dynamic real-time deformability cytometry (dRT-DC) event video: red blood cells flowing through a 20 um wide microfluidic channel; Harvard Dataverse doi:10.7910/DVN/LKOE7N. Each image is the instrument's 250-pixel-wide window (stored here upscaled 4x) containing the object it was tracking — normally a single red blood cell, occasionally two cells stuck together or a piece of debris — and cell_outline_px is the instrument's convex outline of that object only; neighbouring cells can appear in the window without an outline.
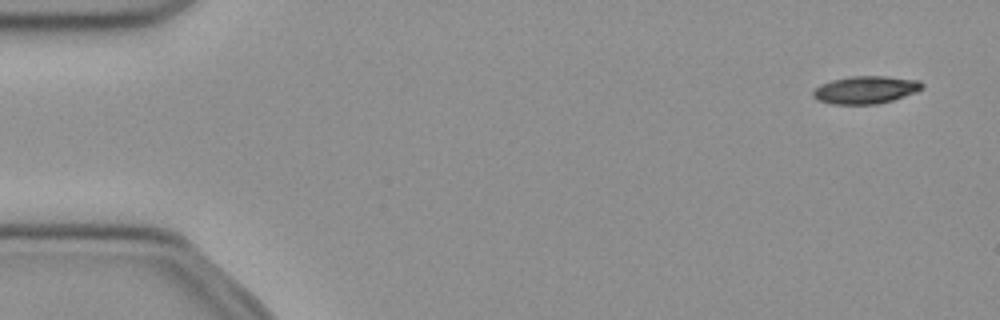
{"species": "common noctule bat (a hibernating species)", "species_latin": "Nyctalus noctula", "temperature_condition": "cold", "stored_images_in_passage": 51, "camera_frame_rate_fps": 3000, "um_per_image_px": 0.085, "animal": {"sex": "female", "body_mass_g": 21.9}, "frame": {"image": 1, "passage_image": 2, "time_ms": 0.333, "image_size_px": [1000, 320], "cell_outline_px": [[924, 88], [916, 92], [892, 100], [876, 104], [832, 104], [816, 100], [812, 96], [812, 92], [820, 84], [832, 80], [852, 76], [884, 76], [920, 80], [924, 84]], "centroid_in_image_um": [73.58, 7.63], "position_along_channel_um": 11.4, "area_um2": 17.63}}
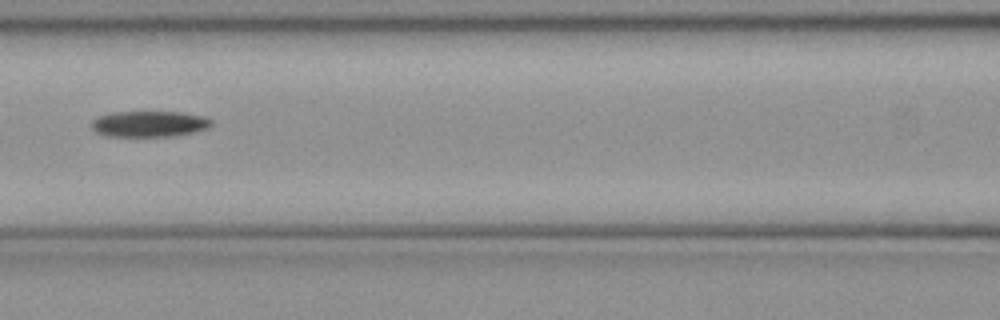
{"frame": {"image": 2, "passage_image": 22, "time_ms": 7.0, "image_size_px": [1000, 320], "cell_outline_px": [[212, 124], [208, 128], [192, 132], [172, 136], [108, 136], [96, 132], [92, 128], [92, 120], [100, 116], [112, 112], [180, 112], [204, 116], [212, 120]], "centroid_in_image_um": [12.69, 10.53], "position_along_channel_um": 153.9, "area_um2": 17.98}}
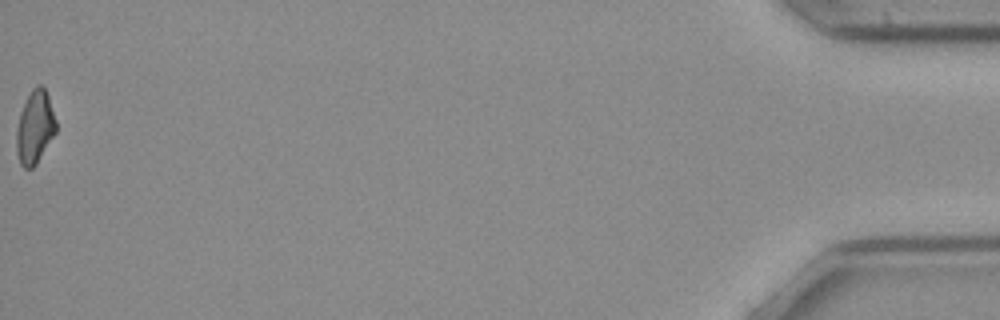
{"frame": {"image": 3, "passage_image": 51, "time_ms": 16.667, "image_size_px": [1000, 320], "cell_outline_px": [[56, 132], [36, 164], [32, 168], [24, 168], [20, 164], [16, 152], [16, 128], [20, 112], [32, 88], [36, 84], [40, 84], [44, 88], [48, 96], [56, 120]], "centroid_in_image_um": [2.95, 10.82], "position_along_channel_um": 432.2, "area_um2": 16.82}, "authors_computed_cell_mechanics": {"area_um2": 18.0914, "velocity_mm_per_s": 3.9885, "shape_relaxation_time_tau1_ms": 7.6332, "shape_relaxation_time_tau2_ms": null, "deformation_change_tau1": 0.1765, "deformation_change_tau2": null}}